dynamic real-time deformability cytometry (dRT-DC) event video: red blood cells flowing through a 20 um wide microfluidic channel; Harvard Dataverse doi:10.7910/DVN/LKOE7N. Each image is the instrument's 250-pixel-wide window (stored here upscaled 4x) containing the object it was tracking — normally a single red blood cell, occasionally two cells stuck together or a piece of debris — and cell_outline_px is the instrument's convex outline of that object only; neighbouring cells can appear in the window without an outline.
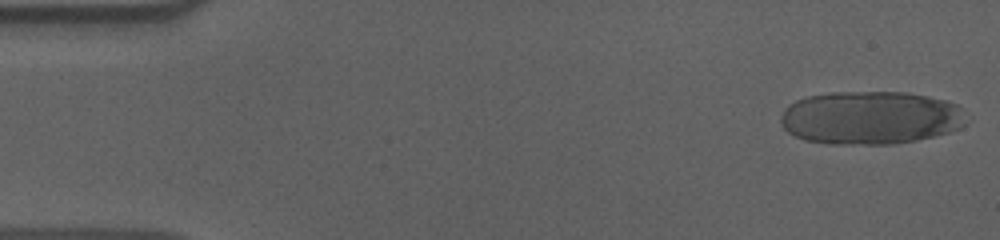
{"species": "human", "species_latin": "Homo sapiens", "temperature_condition": "cold", "stored_images_in_passage": 18, "camera_frame_rate_fps": 3000, "um_per_image_px": 0.085, "donor": {"sex": "male"}, "frame": {"image": 1, "passage_image": 1, "time_ms": 0.0, "image_size_px": [1000, 240], "cell_outline_px": [[972, 116], [968, 124], [960, 128], [948, 132], [916, 140], [892, 144], [832, 144], [804, 140], [788, 132], [784, 128], [780, 120], [780, 116], [784, 108], [788, 104], [796, 100], [808, 96], [832, 92], [904, 92], [948, 100], [956, 104]], "centroid_in_image_um": [74.05, 10.0], "position_along_channel_um": 11.0, "area_um2": 58.32}}